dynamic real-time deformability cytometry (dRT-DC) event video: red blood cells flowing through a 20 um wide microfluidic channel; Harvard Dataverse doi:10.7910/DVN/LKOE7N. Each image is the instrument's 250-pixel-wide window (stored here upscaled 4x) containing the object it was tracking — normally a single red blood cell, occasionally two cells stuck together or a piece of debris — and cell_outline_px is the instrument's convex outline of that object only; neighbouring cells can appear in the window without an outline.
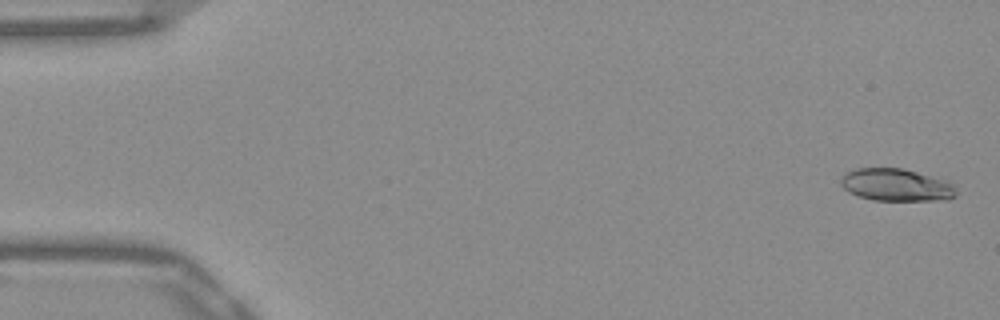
{"species": "Egyptian fruit bat (a non-hibernating species)", "species_latin": "Rousettus aegyptiacus", "temperature_condition": "warm", "stored_images_in_passage": 52, "camera_frame_rate_fps": 3000, "um_per_image_px": 0.085, "frame": {"image": 1, "passage_image": 1, "time_ms": 0.0, "image_size_px": [1000, 320], "cell_outline_px": [[956, 196], [948, 200], [872, 200], [856, 196], [848, 192], [840, 184], [840, 176], [856, 168], [904, 168], [948, 180], [956, 188]], "centroid_in_image_um": [76.19, 15.72], "position_along_channel_um": 8.8, "area_um2": 22.14}}
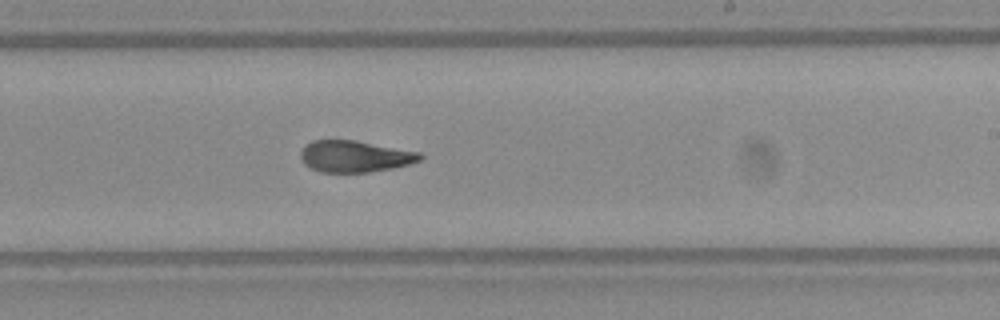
{"frame": {"image": 2, "passage_image": 31, "time_ms": 10.0, "image_size_px": [1000, 320], "cell_outline_px": [[424, 156], [420, 160], [408, 164], [392, 168], [368, 172], [320, 172], [304, 164], [300, 160], [300, 152], [304, 144], [312, 140], [356, 140], [420, 152]], "centroid_in_image_um": [30.12, 13.28], "position_along_channel_um": 258.9, "area_um2": 22.08}}
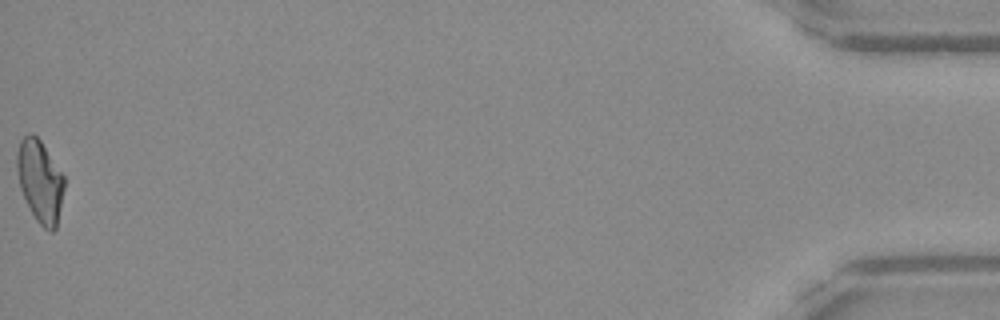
{"frame": {"image": 3, "passage_image": 52, "time_ms": 17.0, "image_size_px": [1000, 320], "cell_outline_px": [[64, 188], [56, 228], [52, 232], [44, 228], [36, 220], [20, 188], [16, 168], [16, 152], [20, 140], [28, 132], [32, 132], [40, 140], [64, 176]], "centroid_in_image_um": [3.38, 15.36], "position_along_channel_um": 431.8, "area_um2": 22.48}, "authors_computed_cell_mechanics": {"area_um2": 22.7443, "velocity_mm_per_s": 3.8927, "shape_relaxation_time_tau1_ms": 11.3225, "shape_relaxation_time_tau2_ms": 1.4975, "deformation_change_tau1": 0.2995, "deformation_change_tau2": 0.0717}}